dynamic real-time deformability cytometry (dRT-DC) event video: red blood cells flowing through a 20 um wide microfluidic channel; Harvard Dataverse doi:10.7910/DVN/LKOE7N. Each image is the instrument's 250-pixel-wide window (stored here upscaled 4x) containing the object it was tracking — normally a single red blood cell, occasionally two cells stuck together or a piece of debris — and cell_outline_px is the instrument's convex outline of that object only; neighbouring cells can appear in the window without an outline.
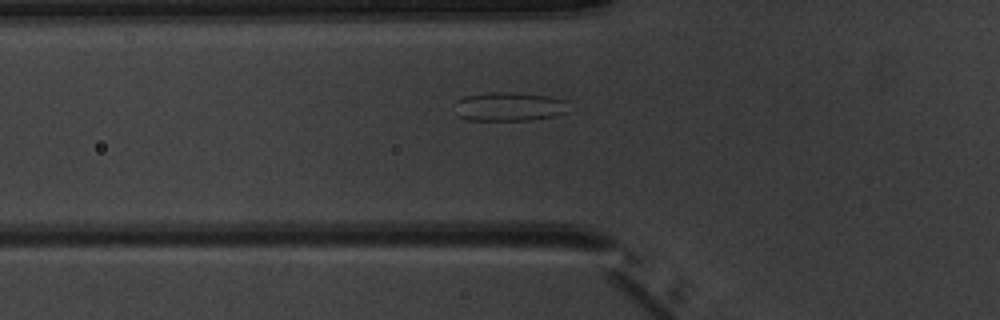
{"species": "common noctule bat (a hibernating species)", "species_latin": "Nyctalus noctula", "temperature_condition": "warm", "stored_images_in_passage": 7, "segment_of_instrument_passage": [2, 2], "camera_frame_rate_fps": 3000, "um_per_image_px": 0.085, "animal": {"sex": "male", "body_mass_g": 20.1, "forearm_length_mm": 53.5}, "frame": {"image": 1, "passage_image": 7, "time_ms": 7.667, "image_size_px": [1000, 320], "cell_outline_px": [[568, 112], [552, 116], [532, 120], [468, 120], [456, 116], [452, 104], [456, 100], [464, 96], [492, 92], [516, 92], [548, 96], [568, 100]], "centroid_in_image_um": [43.23, 9.06], "position_along_channel_um": 82.6, "area_um2": 19.65}}